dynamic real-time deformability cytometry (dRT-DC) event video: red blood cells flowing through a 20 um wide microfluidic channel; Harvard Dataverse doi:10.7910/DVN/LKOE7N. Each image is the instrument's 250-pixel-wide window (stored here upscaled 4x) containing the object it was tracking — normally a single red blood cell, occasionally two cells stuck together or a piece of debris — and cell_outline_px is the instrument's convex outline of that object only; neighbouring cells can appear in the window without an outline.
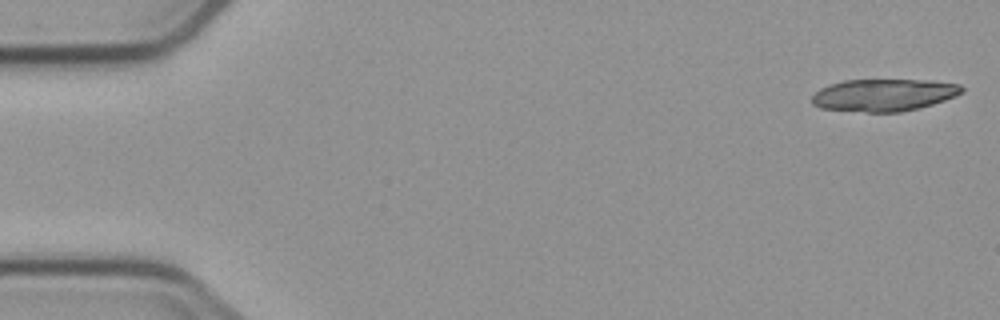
{"species": "common noctule bat (a hibernating species)", "species_latin": "Nyctalus noctula", "temperature_condition": "cold", "stored_images_in_passage": 5, "camera_frame_rate_fps": 3000, "um_per_image_px": 0.085, "animal": {"sex": "male", "body_mass_g": 23.1, "forearm_length_mm": 52.7}, "frame": {"image": 1, "passage_image": 5, "time_ms": 4.667, "image_size_px": [1000, 320], "cell_outline_px": [[964, 92], [956, 96], [920, 108], [900, 112], [868, 112], [820, 108], [812, 104], [812, 96], [820, 88], [844, 80], [932, 80], [960, 84], [964, 88]], "centroid_in_image_um": [75.16, 8.07], "position_along_channel_um": 9.8, "area_um2": 28.21}}